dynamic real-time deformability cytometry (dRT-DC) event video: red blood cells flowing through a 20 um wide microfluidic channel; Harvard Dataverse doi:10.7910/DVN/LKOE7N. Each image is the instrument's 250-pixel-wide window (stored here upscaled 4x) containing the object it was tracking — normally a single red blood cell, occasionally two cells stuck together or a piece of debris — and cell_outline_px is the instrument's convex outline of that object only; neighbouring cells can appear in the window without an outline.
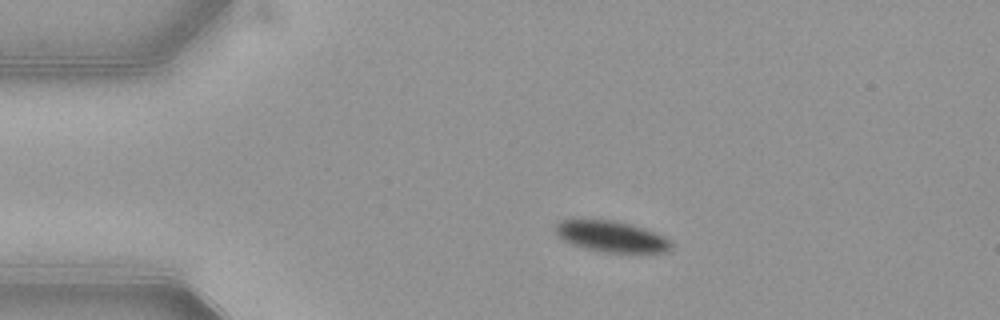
{"species": "common noctule bat (a hibernating species)", "species_latin": "Nyctalus noctula", "temperature_condition": "warm", "stored_images_in_passage": 44, "camera_frame_rate_fps": 3000, "um_per_image_px": 0.085, "animal": {"sex": "female", "body_mass_g": 21.9}, "frame": {"image": 1, "passage_image": 1, "time_ms": 0.0, "image_size_px": [1000, 320], "cell_outline_px": [[672, 248], [668, 252], [600, 252], [584, 248], [560, 240], [556, 236], [556, 224], [560, 220], [612, 220], [632, 224], [656, 232], [664, 236], [672, 244]], "centroid_in_image_um": [51.95, 20.11], "position_along_channel_um": 33.0, "area_um2": 21.04}}
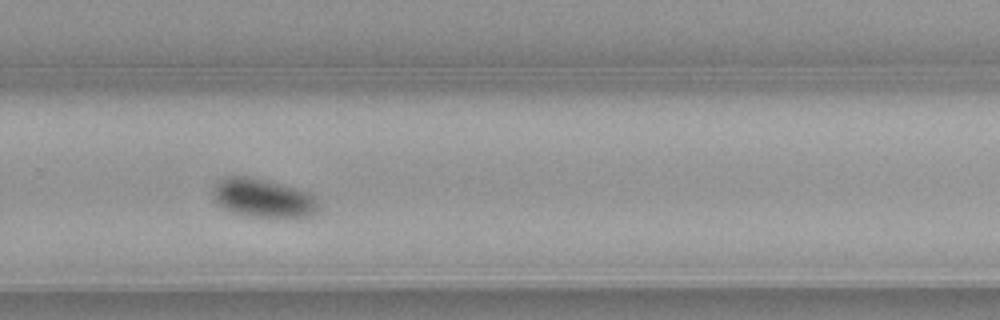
{"frame": {"image": 2, "passage_image": 26, "time_ms": 8.333, "image_size_px": [1000, 320], "cell_outline_px": [[320, 208], [316, 212], [308, 216], [244, 216], [228, 212], [212, 196], [212, 188], [224, 176], [248, 176], [268, 180], [296, 188], [308, 192], [320, 204]], "centroid_in_image_um": [22.33, 16.82], "position_along_channel_um": 307.5, "area_um2": 23.76}}
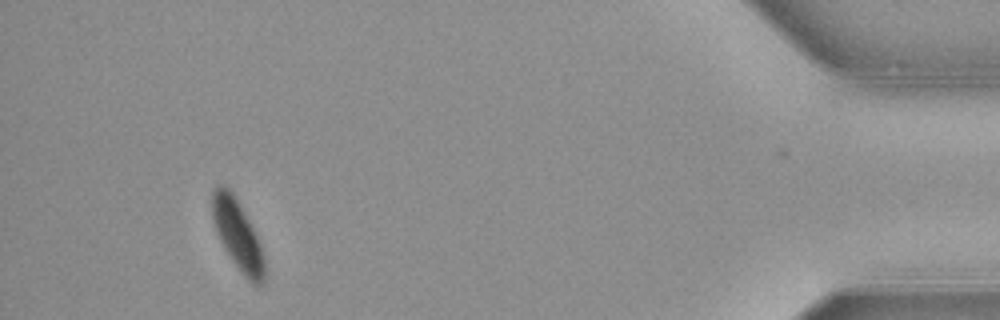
{"frame": {"image": 3, "passage_image": 40, "time_ms": 13.0, "image_size_px": [1000, 320], "cell_outline_px": [[264, 280], [260, 284], [252, 284], [240, 272], [224, 248], [216, 232], [212, 220], [212, 188], [216, 184], [224, 184], [232, 192], [248, 220], [260, 244], [264, 256]], "centroid_in_image_um": [20.16, 19.94], "position_along_channel_um": 415.0, "area_um2": 21.1}, "authors_computed_cell_mechanics": {"area_um2": 23.7558, "velocity_mm_per_s": 3.8352, "shape_relaxation_time_tau1_ms": 2.4032, "shape_relaxation_time_tau2_ms": null, "deformation_change_tau1": 0.0955, "deformation_change_tau2": null}}